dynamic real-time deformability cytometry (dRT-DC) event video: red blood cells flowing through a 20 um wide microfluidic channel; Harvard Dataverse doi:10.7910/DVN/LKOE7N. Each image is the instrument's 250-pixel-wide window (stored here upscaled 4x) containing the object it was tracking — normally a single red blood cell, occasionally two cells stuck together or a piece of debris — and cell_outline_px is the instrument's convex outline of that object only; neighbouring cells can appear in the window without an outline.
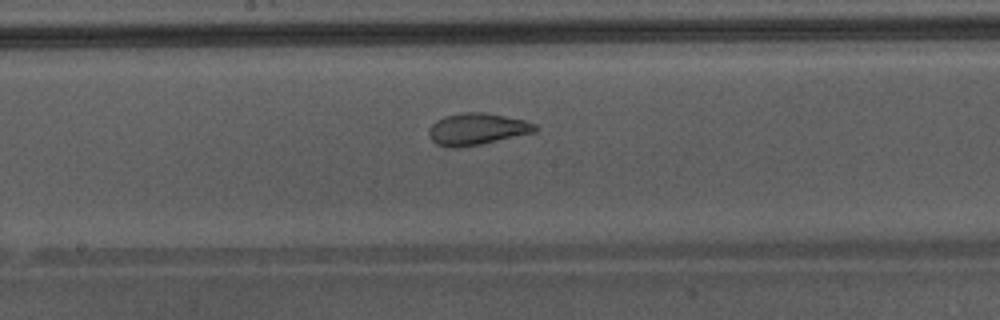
{"species": "Egyptian fruit bat (a non-hibernating species)", "species_latin": "Rousettus aegyptiacus", "temperature_condition": "warm", "stored_images_in_passage": 38, "camera_frame_rate_fps": 3000, "um_per_image_px": 0.085, "animal": {"sex": "male"}, "frame": {"image": 1, "passage_image": 17, "time_ms": 5.333, "image_size_px": [1000, 320], "cell_outline_px": [[536, 132], [480, 144], [456, 148], [452, 148], [436, 144], [428, 136], [428, 128], [436, 120], [444, 116], [464, 112], [484, 112], [524, 120], [536, 124]], "centroid_in_image_um": [40.5, 10.97], "position_along_channel_um": 207.7, "area_um2": 19.65}, "authors_computed_cell_mechanics": {"area_um2": 21.5305, "velocity_mm_per_s": 4.3303, "shape_relaxation_time_tau1_ms": null, "shape_relaxation_time_tau2_ms": 0.7824, "deformation_change_tau1": null, "deformation_change_tau2": 0.076}}